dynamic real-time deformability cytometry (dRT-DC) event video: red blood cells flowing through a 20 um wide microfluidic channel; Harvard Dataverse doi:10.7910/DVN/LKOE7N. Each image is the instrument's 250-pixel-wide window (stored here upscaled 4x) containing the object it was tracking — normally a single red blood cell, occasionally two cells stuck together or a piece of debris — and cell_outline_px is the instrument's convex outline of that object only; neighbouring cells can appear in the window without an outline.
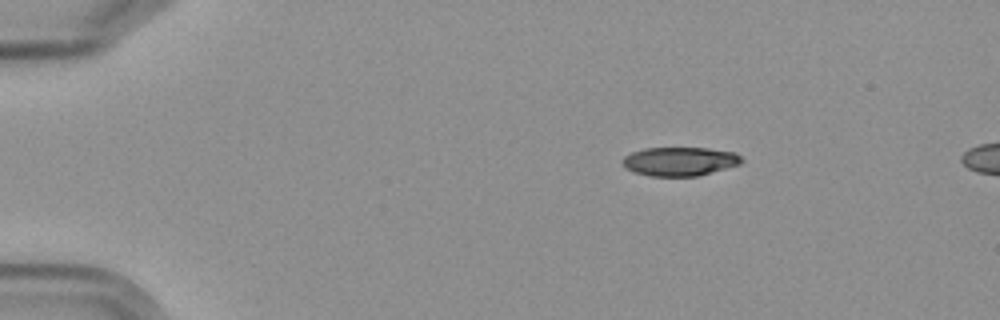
{"species": "Egyptian fruit bat (a non-hibernating species)", "species_latin": "Rousettus aegyptiacus", "temperature_condition": "cold", "stored_images_in_passage": 3, "camera_frame_rate_fps": 3000, "um_per_image_px": 0.085, "frame": {"image": 1, "passage_image": 1, "time_ms": 0.0, "image_size_px": [1000, 320], "cell_outline_px": [[744, 160], [740, 164], [696, 176], [652, 176], [632, 172], [624, 168], [620, 164], [620, 160], [624, 156], [632, 152], [644, 148], [708, 148], [736, 152]], "centroid_in_image_um": [57.72, 13.71], "position_along_channel_um": 27.3, "area_um2": 20.17}}